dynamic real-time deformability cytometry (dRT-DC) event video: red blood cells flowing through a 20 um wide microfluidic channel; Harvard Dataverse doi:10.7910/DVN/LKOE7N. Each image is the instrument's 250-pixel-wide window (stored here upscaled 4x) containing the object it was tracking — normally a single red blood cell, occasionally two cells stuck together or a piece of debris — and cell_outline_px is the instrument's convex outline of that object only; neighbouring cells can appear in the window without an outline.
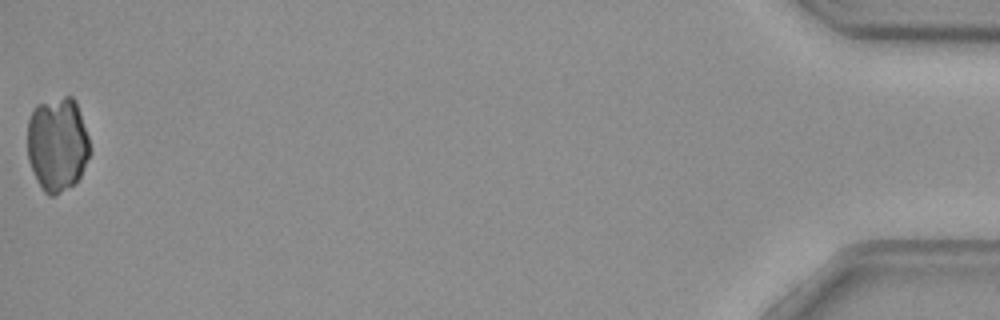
{"species": "common noctule bat (a hibernating species)", "species_latin": "Nyctalus noctula", "temperature_condition": "cold", "stored_images_in_passage": 45, "camera_frame_rate_fps": 3000, "um_per_image_px": 0.085, "animal": {"sex": "female", "body_mass_g": 29.2, "forearm_length_mm": 56.3}, "frame": {"image": 1, "passage_image": 45, "time_ms": 14.667, "image_size_px": [1000, 320], "cell_outline_px": [[88, 156], [80, 176], [72, 184], [56, 196], [48, 196], [44, 192], [36, 180], [28, 160], [28, 120], [36, 104], [64, 96], [72, 96], [76, 100], [88, 136]], "centroid_in_image_um": [4.85, 12.25], "position_along_channel_um": 430.4, "area_um2": 34.16}}